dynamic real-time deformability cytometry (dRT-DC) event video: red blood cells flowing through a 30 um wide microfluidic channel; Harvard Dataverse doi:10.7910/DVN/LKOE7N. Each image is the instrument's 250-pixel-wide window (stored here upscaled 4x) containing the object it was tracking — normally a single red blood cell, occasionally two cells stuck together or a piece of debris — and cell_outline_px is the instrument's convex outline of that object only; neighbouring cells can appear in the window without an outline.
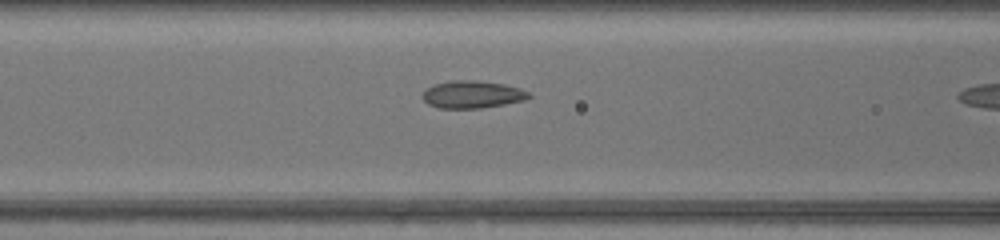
{"species": "common noctule bat (a hibernating species)", "species_latin": "Nyctalus noctula", "temperature_condition": "warm", "stored_images_in_passage": 10, "camera_frame_rate_fps": 3000, "um_per_image_px": 0.085, "animal": {"sex": "female", "body_mass_g": 17.0, "forearm_length_mm": 48.0}, "frame": {"image": 1, "passage_image": 9, "time_ms": 2.667, "image_size_px": [1000, 240], "cell_outline_px": [[532, 96], [524, 100], [504, 104], [480, 108], [440, 108], [428, 104], [424, 100], [424, 92], [428, 88], [436, 84], [452, 80], [476, 80], [504, 84], [520, 88], [528, 92]], "centroid_in_image_um": [40.18, 8.02], "position_along_channel_um": 126.4, "area_um2": 16.76}}